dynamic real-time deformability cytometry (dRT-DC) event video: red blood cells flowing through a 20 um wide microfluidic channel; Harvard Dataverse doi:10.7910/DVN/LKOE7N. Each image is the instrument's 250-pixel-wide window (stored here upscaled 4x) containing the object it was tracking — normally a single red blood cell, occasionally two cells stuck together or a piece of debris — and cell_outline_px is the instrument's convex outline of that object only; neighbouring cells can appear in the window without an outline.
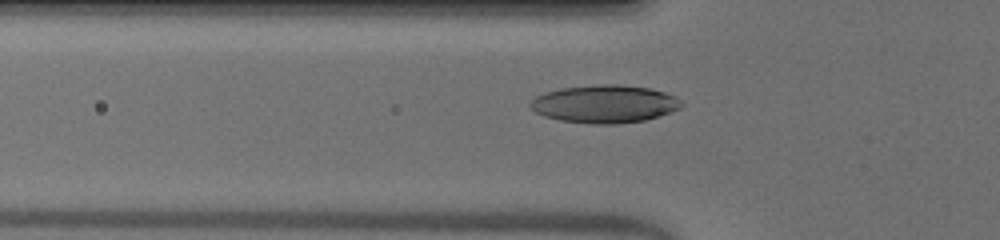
{"species": "human", "species_latin": "Homo sapiens", "temperature_condition": "warm", "stored_images_in_passage": 38, "camera_frame_rate_fps": 3000, "um_per_image_px": 0.085, "donor": {"sex": "male"}, "frame": {"image": 1, "passage_image": 7, "time_ms": 2.0, "image_size_px": [1000, 240], "cell_outline_px": [[684, 104], [680, 108], [672, 112], [644, 120], [616, 124], [592, 124], [560, 120], [544, 116], [536, 112], [528, 104], [536, 96], [544, 92], [560, 88], [600, 84], [620, 84], [648, 88], [664, 92], [676, 96]], "centroid_in_image_um": [51.4, 8.83], "position_along_channel_um": 74.4, "area_um2": 33.41}}
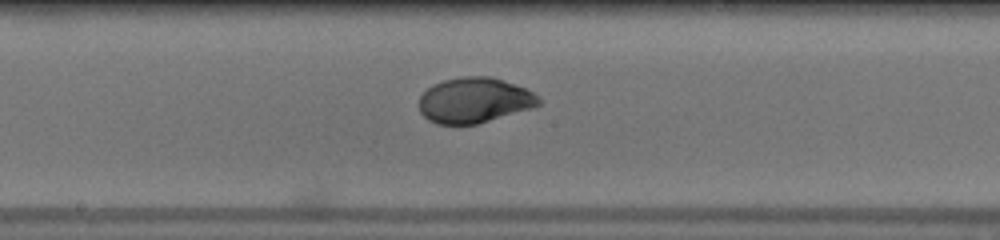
{"frame": {"image": 2, "passage_image": 17, "time_ms": 5.333, "image_size_px": [1000, 240], "cell_outline_px": [[540, 104], [532, 108], [476, 124], [436, 124], [428, 120], [420, 112], [420, 96], [432, 84], [444, 80], [460, 76], [488, 76], [516, 84], [532, 92], [540, 100]], "centroid_in_image_um": [40.29, 8.52], "position_along_channel_um": 207.9, "area_um2": 31.44}}
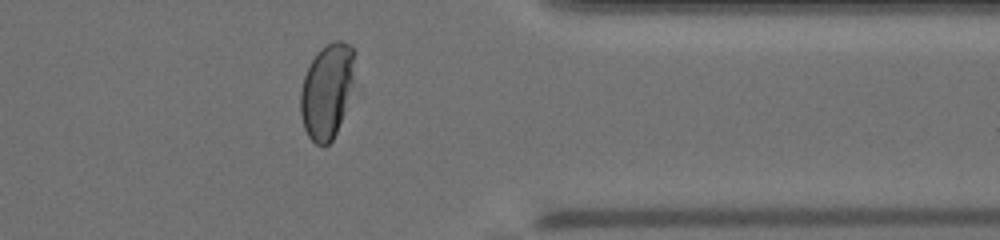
{"frame": {"image": 3, "passage_image": 31, "time_ms": 10.0, "image_size_px": [1000, 240], "cell_outline_px": [[356, 52], [352, 80], [340, 120], [336, 132], [332, 140], [324, 148], [316, 144], [308, 136], [304, 128], [300, 112], [300, 92], [304, 76], [316, 52], [320, 48], [332, 40], [340, 40], [348, 44]], "centroid_in_image_um": [27.75, 7.7], "position_along_channel_um": 383.7, "area_um2": 29.54}, "authors_computed_cell_mechanics": {"area_um2": 31.9634, "velocity_mm_per_s": 3.9788, "shape_relaxation_time_tau1_ms": 4.4843, "shape_relaxation_time_tau2_ms": null, "deformation_change_tau1": 0.2048, "deformation_change_tau2": null}}